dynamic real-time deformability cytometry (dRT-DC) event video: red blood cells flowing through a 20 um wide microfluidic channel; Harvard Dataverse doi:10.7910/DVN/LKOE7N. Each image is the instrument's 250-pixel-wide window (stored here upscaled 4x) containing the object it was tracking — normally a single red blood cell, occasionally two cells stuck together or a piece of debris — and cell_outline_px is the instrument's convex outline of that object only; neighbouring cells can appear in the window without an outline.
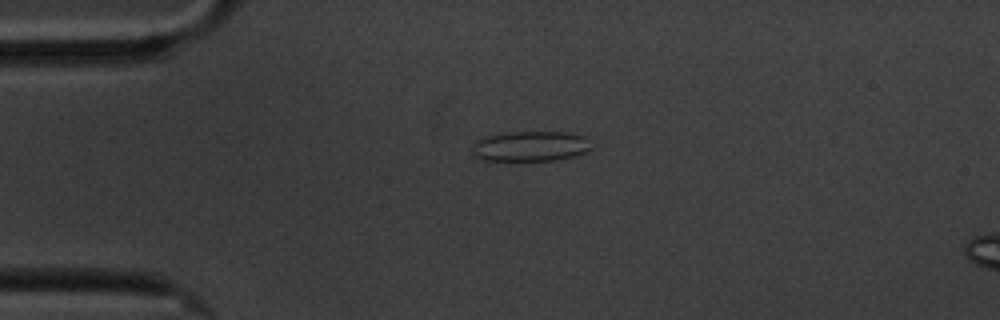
{"species": "common noctule bat (a hibernating species)", "species_latin": "Nyctalus noctula", "temperature_condition": "cold", "stored_images_in_passage": 6, "camera_frame_rate_fps": 3000, "um_per_image_px": 0.085, "animal": {"sex": "male", "body_mass_g": 20.1, "forearm_length_mm": 53.5}, "frame": {"image": 1, "passage_image": 4, "time_ms": 3.333, "image_size_px": [1000, 320], "cell_outline_px": [[592, 148], [584, 152], [572, 156], [556, 160], [484, 160], [472, 156], [472, 144], [476, 140], [484, 136], [508, 132], [568, 132], [584, 136]], "centroid_in_image_um": [45.02, 12.42], "position_along_channel_um": 40.0, "area_um2": 20.98}}